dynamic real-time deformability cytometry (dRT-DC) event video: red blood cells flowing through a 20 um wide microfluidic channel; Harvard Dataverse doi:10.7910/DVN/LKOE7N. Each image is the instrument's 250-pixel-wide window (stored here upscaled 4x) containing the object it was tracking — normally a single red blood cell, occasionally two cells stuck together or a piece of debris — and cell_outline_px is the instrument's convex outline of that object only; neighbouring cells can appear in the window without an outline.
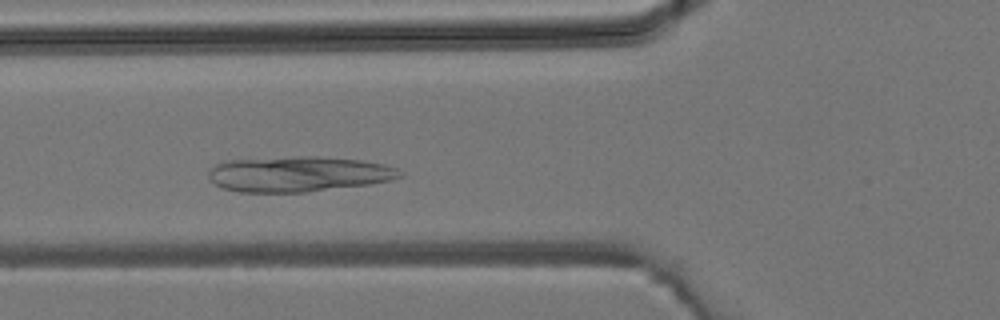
{"species": "common noctule bat (a hibernating species)", "species_latin": "Nyctalus noctula", "temperature_condition": "room temperature", "stored_images_in_passage": 28, "camera_frame_rate_fps": 3000, "um_per_image_px": 0.085, "animal": {"sex": "male", "body_mass_g": 19.2, "forearm_length_mm": 51.8}, "frame": {"image": 1, "passage_image": 7, "time_ms": 2.0, "image_size_px": [1000, 320], "cell_outline_px": [[404, 176], [392, 180], [368, 184], [304, 192], [240, 192], [224, 188], [208, 180], [208, 172], [216, 164], [228, 160], [296, 156], [320, 156], [360, 160], [384, 164], [396, 168], [404, 172]], "centroid_in_image_um": [25.38, 14.78], "position_along_channel_um": 100.4, "area_um2": 39.54}}
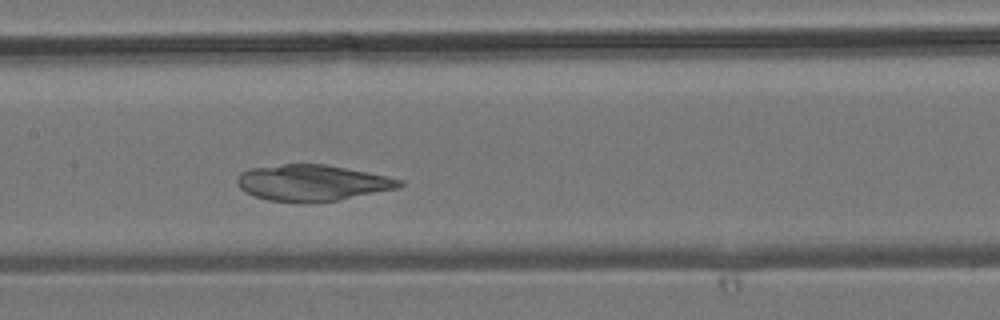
{"frame": {"image": 2, "passage_image": 12, "time_ms": 3.667, "image_size_px": [1000, 320], "cell_outline_px": [[404, 184], [396, 188], [340, 200], [268, 200], [256, 196], [240, 188], [236, 184], [236, 180], [240, 172], [248, 168], [284, 164], [324, 164], [368, 172], [388, 176], [404, 180]], "centroid_in_image_um": [26.55, 15.5], "position_along_channel_um": 180.9, "area_um2": 33.41}}
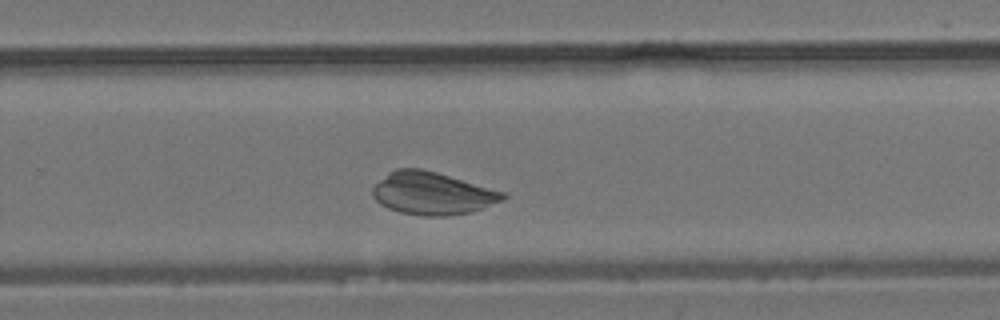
{"frame": {"image": 3, "passage_image": 19, "time_ms": 6.0, "image_size_px": [1000, 320], "cell_outline_px": [[508, 196], [504, 200], [484, 208], [472, 212], [448, 216], [424, 216], [400, 212], [388, 208], [380, 204], [372, 196], [372, 188], [388, 172], [396, 168], [420, 168], [436, 172], [508, 192]], "centroid_in_image_um": [36.79, 16.44], "position_along_channel_um": 293.0, "area_um2": 32.66}}